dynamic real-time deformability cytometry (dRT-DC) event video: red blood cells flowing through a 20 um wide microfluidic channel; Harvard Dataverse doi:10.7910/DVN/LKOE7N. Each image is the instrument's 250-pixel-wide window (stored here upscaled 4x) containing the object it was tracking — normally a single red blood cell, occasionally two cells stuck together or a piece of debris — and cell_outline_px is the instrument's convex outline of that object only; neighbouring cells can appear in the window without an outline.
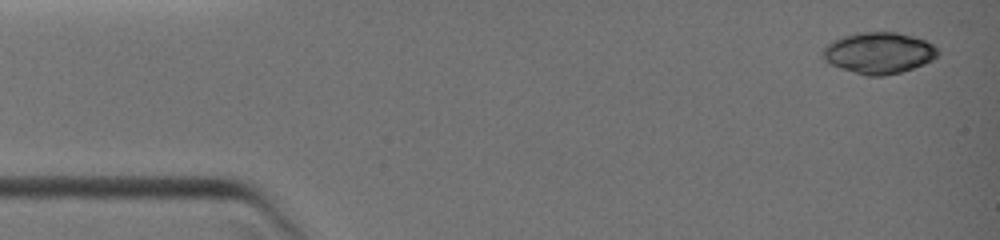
{"species": "common noctule bat (a hibernating species)", "species_latin": "Nyctalus noctula", "temperature_condition": "warm", "stored_images_in_passage": 17, "camera_frame_rate_fps": 3000, "um_per_image_px": 0.085, "animal": {"sex": "female", "body_mass_g": 19.0, "forearm_length_mm": 51.5}, "frame": {"image": 1, "passage_image": 1, "time_ms": 0.0, "image_size_px": [1000, 240], "cell_outline_px": [[940, 52], [932, 60], [924, 64], [900, 72], [884, 76], [868, 76], [840, 68], [824, 60], [820, 56], [820, 52], [832, 40], [840, 36], [856, 32], [896, 32], [912, 36], [924, 40], [932, 44]], "centroid_in_image_um": [74.65, 4.49], "position_along_channel_um": 10.3, "area_um2": 27.8}}
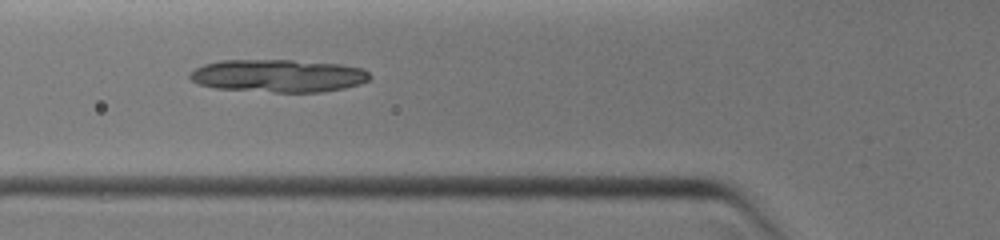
{"frame": {"image": 2, "passage_image": 12, "time_ms": 4.333, "image_size_px": [1000, 240], "cell_outline_px": [[372, 76], [368, 80], [360, 84], [344, 88], [320, 92], [276, 92], [216, 88], [200, 84], [192, 80], [188, 76], [188, 72], [204, 64], [220, 60], [292, 60], [340, 64], [364, 68]], "centroid_in_image_um": [23.67, 6.43], "position_along_channel_um": 102.1, "area_um2": 34.39}}
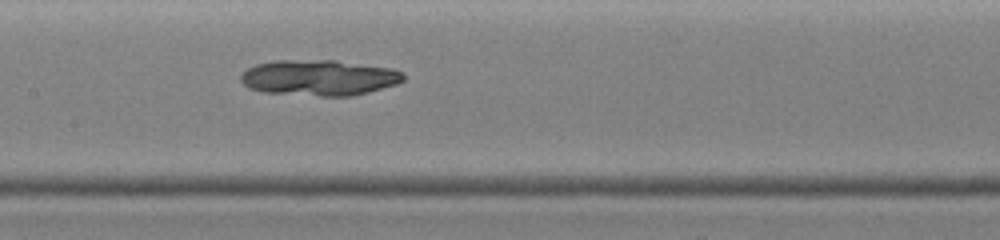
{"frame": {"image": 3, "passage_image": 17, "time_ms": 6.0, "image_size_px": [1000, 240], "cell_outline_px": [[404, 80], [396, 84], [368, 92], [352, 96], [320, 96], [264, 92], [248, 88], [240, 80], [240, 76], [248, 68], [256, 64], [272, 60], [336, 60], [392, 68], [404, 72]], "centroid_in_image_um": [27.13, 6.6], "position_along_channel_um": 180.3, "area_um2": 34.04}}